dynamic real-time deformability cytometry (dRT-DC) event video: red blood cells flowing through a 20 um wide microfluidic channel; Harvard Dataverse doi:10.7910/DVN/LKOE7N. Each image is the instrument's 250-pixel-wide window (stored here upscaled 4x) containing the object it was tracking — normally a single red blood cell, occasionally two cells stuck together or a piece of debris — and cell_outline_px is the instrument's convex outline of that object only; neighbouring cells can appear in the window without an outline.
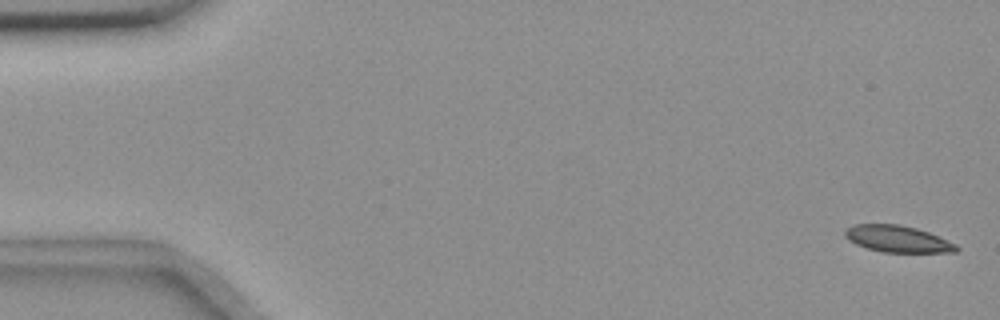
{"species": "common noctule bat (a hibernating species)", "species_latin": "Nyctalus noctula", "temperature_condition": "room temperature", "stored_images_in_passage": 56, "camera_frame_rate_fps": 3000, "um_per_image_px": 0.085, "animal": {"sex": "female", "body_mass_g": 18.4}, "frame": {"image": 1, "passage_image": 2, "time_ms": 0.333, "image_size_px": [1000, 320], "cell_outline_px": [[960, 248], [956, 252], [880, 252], [856, 244], [848, 240], [844, 236], [844, 232], [852, 224], [900, 224], [916, 228], [928, 232], [956, 244]], "centroid_in_image_um": [76.28, 20.3], "position_along_channel_um": 8.7, "area_um2": 17.28}}
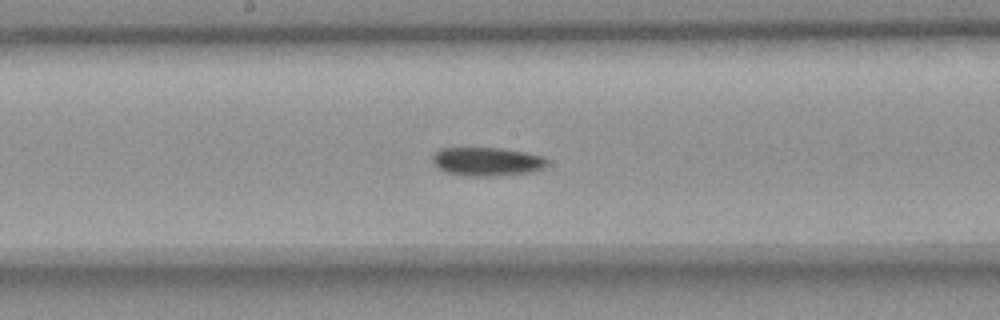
{"frame": {"image": 2, "passage_image": 30, "time_ms": 9.667, "image_size_px": [1000, 320], "cell_outline_px": [[548, 164], [544, 168], [536, 172], [500, 176], [464, 176], [444, 172], [436, 168], [432, 164], [432, 156], [440, 148], [500, 148], [524, 152], [544, 156], [548, 160]], "centroid_in_image_um": [41.4, 13.75], "position_along_channel_um": 206.8, "area_um2": 19.65}}
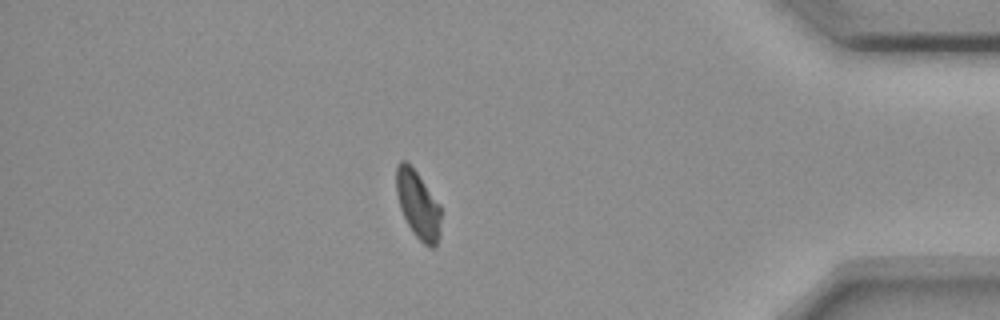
{"frame": {"image": 3, "passage_image": 49, "time_ms": 16.0, "image_size_px": [1000, 320], "cell_outline_px": [[440, 236], [436, 244], [432, 248], [424, 244], [412, 232], [400, 208], [396, 192], [396, 168], [400, 160], [404, 160], [416, 172], [440, 204]], "centroid_in_image_um": [35.53, 17.42], "position_along_channel_um": 399.7, "area_um2": 17.4}, "authors_computed_cell_mechanics": {"area_um2": 18.5249, "velocity_mm_per_s": 3.6322, "shape_relaxation_time_tau1_ms": 4.5284, "shape_relaxation_time_tau2_ms": null, "deformation_change_tau1": 0.1087, "deformation_change_tau2": null}}